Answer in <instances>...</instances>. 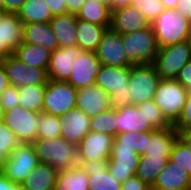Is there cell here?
<instances>
[{"instance_id":"obj_1","label":"cell","mask_w":191,"mask_h":190,"mask_svg":"<svg viewBox=\"0 0 191 190\" xmlns=\"http://www.w3.org/2000/svg\"><path fill=\"white\" fill-rule=\"evenodd\" d=\"M32 144L39 162L47 163L57 170L78 165L77 146L61 136L53 139H36Z\"/></svg>"},{"instance_id":"obj_2","label":"cell","mask_w":191,"mask_h":190,"mask_svg":"<svg viewBox=\"0 0 191 190\" xmlns=\"http://www.w3.org/2000/svg\"><path fill=\"white\" fill-rule=\"evenodd\" d=\"M130 73L131 67H114L101 64L95 84L108 92L111 107L119 109L131 105Z\"/></svg>"},{"instance_id":"obj_3","label":"cell","mask_w":191,"mask_h":190,"mask_svg":"<svg viewBox=\"0 0 191 190\" xmlns=\"http://www.w3.org/2000/svg\"><path fill=\"white\" fill-rule=\"evenodd\" d=\"M150 26L156 36L157 45L161 48L185 42L191 29V21L175 9H164Z\"/></svg>"},{"instance_id":"obj_4","label":"cell","mask_w":191,"mask_h":190,"mask_svg":"<svg viewBox=\"0 0 191 190\" xmlns=\"http://www.w3.org/2000/svg\"><path fill=\"white\" fill-rule=\"evenodd\" d=\"M123 49L132 65L152 64L158 52L156 36L152 27L120 34Z\"/></svg>"},{"instance_id":"obj_5","label":"cell","mask_w":191,"mask_h":190,"mask_svg":"<svg viewBox=\"0 0 191 190\" xmlns=\"http://www.w3.org/2000/svg\"><path fill=\"white\" fill-rule=\"evenodd\" d=\"M187 94V89L176 79H160L153 101L171 125L180 117Z\"/></svg>"},{"instance_id":"obj_6","label":"cell","mask_w":191,"mask_h":190,"mask_svg":"<svg viewBox=\"0 0 191 190\" xmlns=\"http://www.w3.org/2000/svg\"><path fill=\"white\" fill-rule=\"evenodd\" d=\"M76 98L77 89L70 83L48 79L42 112L61 117L76 107Z\"/></svg>"},{"instance_id":"obj_7","label":"cell","mask_w":191,"mask_h":190,"mask_svg":"<svg viewBox=\"0 0 191 190\" xmlns=\"http://www.w3.org/2000/svg\"><path fill=\"white\" fill-rule=\"evenodd\" d=\"M190 60L191 51L185 41L159 48L152 64L160 79H176L179 71Z\"/></svg>"},{"instance_id":"obj_8","label":"cell","mask_w":191,"mask_h":190,"mask_svg":"<svg viewBox=\"0 0 191 190\" xmlns=\"http://www.w3.org/2000/svg\"><path fill=\"white\" fill-rule=\"evenodd\" d=\"M159 81L153 64L132 65L129 76L131 105L153 100Z\"/></svg>"},{"instance_id":"obj_9","label":"cell","mask_w":191,"mask_h":190,"mask_svg":"<svg viewBox=\"0 0 191 190\" xmlns=\"http://www.w3.org/2000/svg\"><path fill=\"white\" fill-rule=\"evenodd\" d=\"M40 113L20 105L5 111L4 123L16 135L20 143H33L37 139Z\"/></svg>"},{"instance_id":"obj_10","label":"cell","mask_w":191,"mask_h":190,"mask_svg":"<svg viewBox=\"0 0 191 190\" xmlns=\"http://www.w3.org/2000/svg\"><path fill=\"white\" fill-rule=\"evenodd\" d=\"M38 163L33 144L19 143L9 155L1 171L12 182L23 183Z\"/></svg>"},{"instance_id":"obj_11","label":"cell","mask_w":191,"mask_h":190,"mask_svg":"<svg viewBox=\"0 0 191 190\" xmlns=\"http://www.w3.org/2000/svg\"><path fill=\"white\" fill-rule=\"evenodd\" d=\"M5 68L9 85H46L48 75L45 69L29 67L19 61L13 55L8 56L1 62Z\"/></svg>"},{"instance_id":"obj_12","label":"cell","mask_w":191,"mask_h":190,"mask_svg":"<svg viewBox=\"0 0 191 190\" xmlns=\"http://www.w3.org/2000/svg\"><path fill=\"white\" fill-rule=\"evenodd\" d=\"M115 137L90 131L77 146L78 162L109 160Z\"/></svg>"},{"instance_id":"obj_13","label":"cell","mask_w":191,"mask_h":190,"mask_svg":"<svg viewBox=\"0 0 191 190\" xmlns=\"http://www.w3.org/2000/svg\"><path fill=\"white\" fill-rule=\"evenodd\" d=\"M123 47L120 33L107 28L95 53L103 65L131 67Z\"/></svg>"},{"instance_id":"obj_14","label":"cell","mask_w":191,"mask_h":190,"mask_svg":"<svg viewBox=\"0 0 191 190\" xmlns=\"http://www.w3.org/2000/svg\"><path fill=\"white\" fill-rule=\"evenodd\" d=\"M100 66L94 51L82 50L73 62V71L67 82L77 90L94 85Z\"/></svg>"},{"instance_id":"obj_15","label":"cell","mask_w":191,"mask_h":190,"mask_svg":"<svg viewBox=\"0 0 191 190\" xmlns=\"http://www.w3.org/2000/svg\"><path fill=\"white\" fill-rule=\"evenodd\" d=\"M140 155L127 147H112L108 171L112 177L123 183L135 176Z\"/></svg>"},{"instance_id":"obj_16","label":"cell","mask_w":191,"mask_h":190,"mask_svg":"<svg viewBox=\"0 0 191 190\" xmlns=\"http://www.w3.org/2000/svg\"><path fill=\"white\" fill-rule=\"evenodd\" d=\"M23 42V22L16 13H6L0 20V62L13 55Z\"/></svg>"},{"instance_id":"obj_17","label":"cell","mask_w":191,"mask_h":190,"mask_svg":"<svg viewBox=\"0 0 191 190\" xmlns=\"http://www.w3.org/2000/svg\"><path fill=\"white\" fill-rule=\"evenodd\" d=\"M60 119L61 137L76 146L91 131L90 117L76 107L61 116Z\"/></svg>"},{"instance_id":"obj_18","label":"cell","mask_w":191,"mask_h":190,"mask_svg":"<svg viewBox=\"0 0 191 190\" xmlns=\"http://www.w3.org/2000/svg\"><path fill=\"white\" fill-rule=\"evenodd\" d=\"M81 52L82 49L77 45L59 47L51 52L47 68L48 79L67 81L73 71V62Z\"/></svg>"},{"instance_id":"obj_19","label":"cell","mask_w":191,"mask_h":190,"mask_svg":"<svg viewBox=\"0 0 191 190\" xmlns=\"http://www.w3.org/2000/svg\"><path fill=\"white\" fill-rule=\"evenodd\" d=\"M76 108L84 111L90 118L111 108L108 92L96 84L77 90Z\"/></svg>"},{"instance_id":"obj_20","label":"cell","mask_w":191,"mask_h":190,"mask_svg":"<svg viewBox=\"0 0 191 190\" xmlns=\"http://www.w3.org/2000/svg\"><path fill=\"white\" fill-rule=\"evenodd\" d=\"M117 134L156 130L147 120L145 105H128L117 109Z\"/></svg>"},{"instance_id":"obj_21","label":"cell","mask_w":191,"mask_h":190,"mask_svg":"<svg viewBox=\"0 0 191 190\" xmlns=\"http://www.w3.org/2000/svg\"><path fill=\"white\" fill-rule=\"evenodd\" d=\"M109 160L78 162L88 174L89 190H121L120 182L116 181L108 171Z\"/></svg>"},{"instance_id":"obj_22","label":"cell","mask_w":191,"mask_h":190,"mask_svg":"<svg viewBox=\"0 0 191 190\" xmlns=\"http://www.w3.org/2000/svg\"><path fill=\"white\" fill-rule=\"evenodd\" d=\"M148 27H150L149 21L131 5L111 11L110 28L120 34H127Z\"/></svg>"},{"instance_id":"obj_23","label":"cell","mask_w":191,"mask_h":190,"mask_svg":"<svg viewBox=\"0 0 191 190\" xmlns=\"http://www.w3.org/2000/svg\"><path fill=\"white\" fill-rule=\"evenodd\" d=\"M178 138V131L173 125L151 131V137L147 140L143 156L146 157H169L172 146Z\"/></svg>"},{"instance_id":"obj_24","label":"cell","mask_w":191,"mask_h":190,"mask_svg":"<svg viewBox=\"0 0 191 190\" xmlns=\"http://www.w3.org/2000/svg\"><path fill=\"white\" fill-rule=\"evenodd\" d=\"M150 188L191 190V177L185 169L168 160L166 166L157 176L154 185Z\"/></svg>"},{"instance_id":"obj_25","label":"cell","mask_w":191,"mask_h":190,"mask_svg":"<svg viewBox=\"0 0 191 190\" xmlns=\"http://www.w3.org/2000/svg\"><path fill=\"white\" fill-rule=\"evenodd\" d=\"M23 42L40 45L50 52L60 47L50 23L23 24Z\"/></svg>"},{"instance_id":"obj_26","label":"cell","mask_w":191,"mask_h":190,"mask_svg":"<svg viewBox=\"0 0 191 190\" xmlns=\"http://www.w3.org/2000/svg\"><path fill=\"white\" fill-rule=\"evenodd\" d=\"M57 173L53 166L39 162L22 185L26 190H54Z\"/></svg>"},{"instance_id":"obj_27","label":"cell","mask_w":191,"mask_h":190,"mask_svg":"<svg viewBox=\"0 0 191 190\" xmlns=\"http://www.w3.org/2000/svg\"><path fill=\"white\" fill-rule=\"evenodd\" d=\"M49 23L53 33L58 38L60 47L77 45V17L75 14L65 13L54 16Z\"/></svg>"},{"instance_id":"obj_28","label":"cell","mask_w":191,"mask_h":190,"mask_svg":"<svg viewBox=\"0 0 191 190\" xmlns=\"http://www.w3.org/2000/svg\"><path fill=\"white\" fill-rule=\"evenodd\" d=\"M51 52L36 44L22 42L13 52V56L29 67L45 69L47 71Z\"/></svg>"},{"instance_id":"obj_29","label":"cell","mask_w":191,"mask_h":190,"mask_svg":"<svg viewBox=\"0 0 191 190\" xmlns=\"http://www.w3.org/2000/svg\"><path fill=\"white\" fill-rule=\"evenodd\" d=\"M110 26H99L88 21L77 19V46L85 51H96L104 32Z\"/></svg>"},{"instance_id":"obj_30","label":"cell","mask_w":191,"mask_h":190,"mask_svg":"<svg viewBox=\"0 0 191 190\" xmlns=\"http://www.w3.org/2000/svg\"><path fill=\"white\" fill-rule=\"evenodd\" d=\"M16 15L23 24L49 23L54 17L45 0H27Z\"/></svg>"},{"instance_id":"obj_31","label":"cell","mask_w":191,"mask_h":190,"mask_svg":"<svg viewBox=\"0 0 191 190\" xmlns=\"http://www.w3.org/2000/svg\"><path fill=\"white\" fill-rule=\"evenodd\" d=\"M88 184V174L80 165H76L58 170L54 190H89Z\"/></svg>"},{"instance_id":"obj_32","label":"cell","mask_w":191,"mask_h":190,"mask_svg":"<svg viewBox=\"0 0 191 190\" xmlns=\"http://www.w3.org/2000/svg\"><path fill=\"white\" fill-rule=\"evenodd\" d=\"M77 19L88 21L99 26L111 25V10L108 4L100 3L95 0H85L76 15Z\"/></svg>"},{"instance_id":"obj_33","label":"cell","mask_w":191,"mask_h":190,"mask_svg":"<svg viewBox=\"0 0 191 190\" xmlns=\"http://www.w3.org/2000/svg\"><path fill=\"white\" fill-rule=\"evenodd\" d=\"M168 160L169 157H146L140 155L135 176L151 187L154 185L159 173L166 166Z\"/></svg>"},{"instance_id":"obj_34","label":"cell","mask_w":191,"mask_h":190,"mask_svg":"<svg viewBox=\"0 0 191 190\" xmlns=\"http://www.w3.org/2000/svg\"><path fill=\"white\" fill-rule=\"evenodd\" d=\"M46 85H25L19 86V105L22 108L41 113L43 97Z\"/></svg>"},{"instance_id":"obj_35","label":"cell","mask_w":191,"mask_h":190,"mask_svg":"<svg viewBox=\"0 0 191 190\" xmlns=\"http://www.w3.org/2000/svg\"><path fill=\"white\" fill-rule=\"evenodd\" d=\"M151 132H124L116 134L113 147L131 148L137 154L142 155L145 151L147 140Z\"/></svg>"},{"instance_id":"obj_36","label":"cell","mask_w":191,"mask_h":190,"mask_svg":"<svg viewBox=\"0 0 191 190\" xmlns=\"http://www.w3.org/2000/svg\"><path fill=\"white\" fill-rule=\"evenodd\" d=\"M91 131L106 133L111 136L117 134V109L109 108L90 118Z\"/></svg>"},{"instance_id":"obj_37","label":"cell","mask_w":191,"mask_h":190,"mask_svg":"<svg viewBox=\"0 0 191 190\" xmlns=\"http://www.w3.org/2000/svg\"><path fill=\"white\" fill-rule=\"evenodd\" d=\"M39 124L37 139H53L61 136V119L59 116L41 112Z\"/></svg>"},{"instance_id":"obj_38","label":"cell","mask_w":191,"mask_h":190,"mask_svg":"<svg viewBox=\"0 0 191 190\" xmlns=\"http://www.w3.org/2000/svg\"><path fill=\"white\" fill-rule=\"evenodd\" d=\"M169 161L180 166L182 169H185L191 177V148H189L179 137L172 146Z\"/></svg>"},{"instance_id":"obj_39","label":"cell","mask_w":191,"mask_h":190,"mask_svg":"<svg viewBox=\"0 0 191 190\" xmlns=\"http://www.w3.org/2000/svg\"><path fill=\"white\" fill-rule=\"evenodd\" d=\"M19 143L20 142L16 138V135L5 125L4 122H0V170L3 169L9 155Z\"/></svg>"},{"instance_id":"obj_40","label":"cell","mask_w":191,"mask_h":190,"mask_svg":"<svg viewBox=\"0 0 191 190\" xmlns=\"http://www.w3.org/2000/svg\"><path fill=\"white\" fill-rule=\"evenodd\" d=\"M131 6L140 11L150 24L164 11L160 0H132Z\"/></svg>"},{"instance_id":"obj_41","label":"cell","mask_w":191,"mask_h":190,"mask_svg":"<svg viewBox=\"0 0 191 190\" xmlns=\"http://www.w3.org/2000/svg\"><path fill=\"white\" fill-rule=\"evenodd\" d=\"M137 105H145V115L147 120L155 129H164L171 126L162 114L161 109L153 100L145 101Z\"/></svg>"},{"instance_id":"obj_42","label":"cell","mask_w":191,"mask_h":190,"mask_svg":"<svg viewBox=\"0 0 191 190\" xmlns=\"http://www.w3.org/2000/svg\"><path fill=\"white\" fill-rule=\"evenodd\" d=\"M19 98L18 87L9 85L0 93V106L4 111L19 106Z\"/></svg>"},{"instance_id":"obj_43","label":"cell","mask_w":191,"mask_h":190,"mask_svg":"<svg viewBox=\"0 0 191 190\" xmlns=\"http://www.w3.org/2000/svg\"><path fill=\"white\" fill-rule=\"evenodd\" d=\"M187 97L178 120L173 124V127L179 132L191 128V88L187 89Z\"/></svg>"},{"instance_id":"obj_44","label":"cell","mask_w":191,"mask_h":190,"mask_svg":"<svg viewBox=\"0 0 191 190\" xmlns=\"http://www.w3.org/2000/svg\"><path fill=\"white\" fill-rule=\"evenodd\" d=\"M150 187L137 176H133L121 184V190H149Z\"/></svg>"},{"instance_id":"obj_45","label":"cell","mask_w":191,"mask_h":190,"mask_svg":"<svg viewBox=\"0 0 191 190\" xmlns=\"http://www.w3.org/2000/svg\"><path fill=\"white\" fill-rule=\"evenodd\" d=\"M176 80L186 89L191 88V60L179 71Z\"/></svg>"},{"instance_id":"obj_46","label":"cell","mask_w":191,"mask_h":190,"mask_svg":"<svg viewBox=\"0 0 191 190\" xmlns=\"http://www.w3.org/2000/svg\"><path fill=\"white\" fill-rule=\"evenodd\" d=\"M45 1L48 4L53 16L62 15L66 13L65 0H45Z\"/></svg>"},{"instance_id":"obj_47","label":"cell","mask_w":191,"mask_h":190,"mask_svg":"<svg viewBox=\"0 0 191 190\" xmlns=\"http://www.w3.org/2000/svg\"><path fill=\"white\" fill-rule=\"evenodd\" d=\"M175 10L191 21V0H178Z\"/></svg>"},{"instance_id":"obj_48","label":"cell","mask_w":191,"mask_h":190,"mask_svg":"<svg viewBox=\"0 0 191 190\" xmlns=\"http://www.w3.org/2000/svg\"><path fill=\"white\" fill-rule=\"evenodd\" d=\"M27 0H3V8L6 13H17Z\"/></svg>"},{"instance_id":"obj_49","label":"cell","mask_w":191,"mask_h":190,"mask_svg":"<svg viewBox=\"0 0 191 190\" xmlns=\"http://www.w3.org/2000/svg\"><path fill=\"white\" fill-rule=\"evenodd\" d=\"M85 0H65L66 13L77 15Z\"/></svg>"},{"instance_id":"obj_50","label":"cell","mask_w":191,"mask_h":190,"mask_svg":"<svg viewBox=\"0 0 191 190\" xmlns=\"http://www.w3.org/2000/svg\"><path fill=\"white\" fill-rule=\"evenodd\" d=\"M132 0H108L111 11L131 5Z\"/></svg>"},{"instance_id":"obj_51","label":"cell","mask_w":191,"mask_h":190,"mask_svg":"<svg viewBox=\"0 0 191 190\" xmlns=\"http://www.w3.org/2000/svg\"><path fill=\"white\" fill-rule=\"evenodd\" d=\"M9 86L7 74L3 64L0 62V93Z\"/></svg>"},{"instance_id":"obj_52","label":"cell","mask_w":191,"mask_h":190,"mask_svg":"<svg viewBox=\"0 0 191 190\" xmlns=\"http://www.w3.org/2000/svg\"><path fill=\"white\" fill-rule=\"evenodd\" d=\"M178 137L186 143V145L191 148V128L180 130L178 132Z\"/></svg>"},{"instance_id":"obj_53","label":"cell","mask_w":191,"mask_h":190,"mask_svg":"<svg viewBox=\"0 0 191 190\" xmlns=\"http://www.w3.org/2000/svg\"><path fill=\"white\" fill-rule=\"evenodd\" d=\"M5 190H26L22 183L12 182L5 176Z\"/></svg>"},{"instance_id":"obj_54","label":"cell","mask_w":191,"mask_h":190,"mask_svg":"<svg viewBox=\"0 0 191 190\" xmlns=\"http://www.w3.org/2000/svg\"><path fill=\"white\" fill-rule=\"evenodd\" d=\"M163 4L164 9H175L178 0H160Z\"/></svg>"},{"instance_id":"obj_55","label":"cell","mask_w":191,"mask_h":190,"mask_svg":"<svg viewBox=\"0 0 191 190\" xmlns=\"http://www.w3.org/2000/svg\"><path fill=\"white\" fill-rule=\"evenodd\" d=\"M0 190H5V174L0 170Z\"/></svg>"},{"instance_id":"obj_56","label":"cell","mask_w":191,"mask_h":190,"mask_svg":"<svg viewBox=\"0 0 191 190\" xmlns=\"http://www.w3.org/2000/svg\"><path fill=\"white\" fill-rule=\"evenodd\" d=\"M186 42L188 43V46H189L190 51H191V29H190V32L187 36Z\"/></svg>"},{"instance_id":"obj_57","label":"cell","mask_w":191,"mask_h":190,"mask_svg":"<svg viewBox=\"0 0 191 190\" xmlns=\"http://www.w3.org/2000/svg\"><path fill=\"white\" fill-rule=\"evenodd\" d=\"M4 114H5V111H4V109L0 106V122H3V121H4Z\"/></svg>"},{"instance_id":"obj_58","label":"cell","mask_w":191,"mask_h":190,"mask_svg":"<svg viewBox=\"0 0 191 190\" xmlns=\"http://www.w3.org/2000/svg\"><path fill=\"white\" fill-rule=\"evenodd\" d=\"M6 14L4 8H0V20L2 19V17Z\"/></svg>"},{"instance_id":"obj_59","label":"cell","mask_w":191,"mask_h":190,"mask_svg":"<svg viewBox=\"0 0 191 190\" xmlns=\"http://www.w3.org/2000/svg\"><path fill=\"white\" fill-rule=\"evenodd\" d=\"M149 190H171V189H166V188H150Z\"/></svg>"},{"instance_id":"obj_60","label":"cell","mask_w":191,"mask_h":190,"mask_svg":"<svg viewBox=\"0 0 191 190\" xmlns=\"http://www.w3.org/2000/svg\"><path fill=\"white\" fill-rule=\"evenodd\" d=\"M95 1L100 2V3L108 4V0H95Z\"/></svg>"},{"instance_id":"obj_61","label":"cell","mask_w":191,"mask_h":190,"mask_svg":"<svg viewBox=\"0 0 191 190\" xmlns=\"http://www.w3.org/2000/svg\"><path fill=\"white\" fill-rule=\"evenodd\" d=\"M0 8H3V0H0Z\"/></svg>"}]
</instances>
